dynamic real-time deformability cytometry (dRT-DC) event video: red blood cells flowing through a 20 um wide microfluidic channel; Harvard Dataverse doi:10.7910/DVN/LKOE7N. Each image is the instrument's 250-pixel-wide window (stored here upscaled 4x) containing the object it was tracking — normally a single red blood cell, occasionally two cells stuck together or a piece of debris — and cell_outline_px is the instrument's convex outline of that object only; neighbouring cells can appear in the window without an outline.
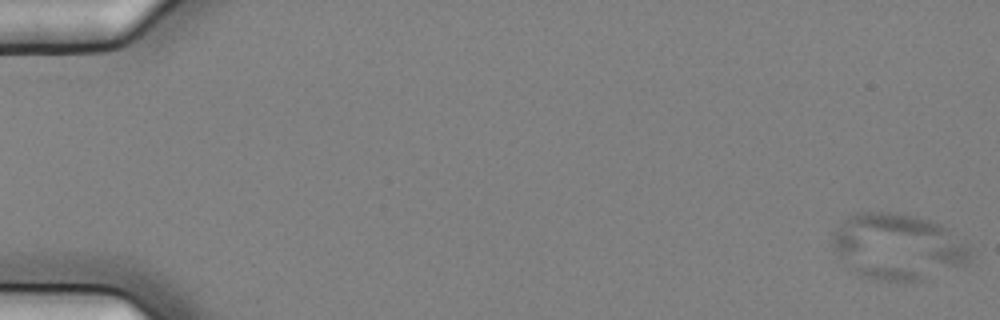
{"species": "common noctule bat (a hibernating species)", "species_latin": "Nyctalus noctula", "temperature_condition": "cold", "stored_images_in_passage": 6, "camera_frame_rate_fps": 3000, "um_per_image_px": 0.085, "animal": {"sex": "female", "body_mass_g": 25.1}, "frame": {"image": 1, "passage_image": 2, "time_ms": 0.333, "image_size_px": [1000, 320], "cell_outline_px": [[968, 260], [964, 264], [920, 280], [888, 280], [860, 276], [840, 256], [832, 244], [832, 232], [844, 220], [856, 212], [880, 212], [908, 216], [924, 220], [936, 224], [944, 228], [968, 248]], "centroid_in_image_um": [76.22, 20.96], "position_along_channel_um": 8.8, "area_um2": 50.75}}
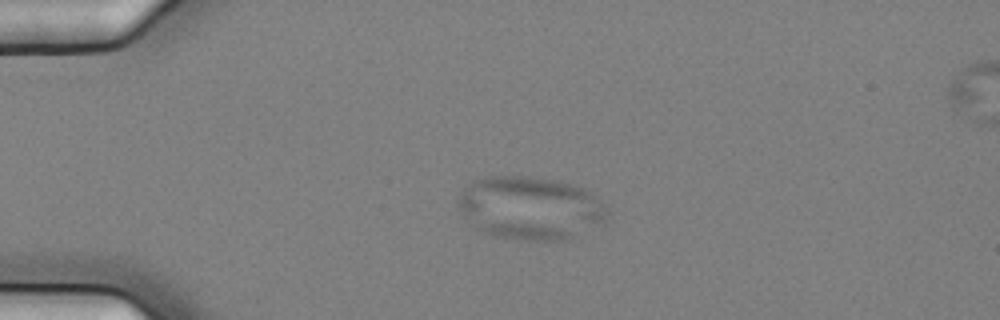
{"frame": {"image": 2, "passage_image": 5, "time_ms": 1.333, "image_size_px": [1000, 320], "cell_outline_px": [[608, 216], [604, 224], [568, 240], [528, 240], [496, 236], [476, 228], [460, 212], [456, 204], [456, 200], [464, 188], [468, 184], [476, 180], [492, 176], [524, 176], [556, 180], [584, 188], [592, 192], [608, 208]], "centroid_in_image_um": [45.12, 17.68], "position_along_channel_um": 39.9, "area_um2": 55.2}}